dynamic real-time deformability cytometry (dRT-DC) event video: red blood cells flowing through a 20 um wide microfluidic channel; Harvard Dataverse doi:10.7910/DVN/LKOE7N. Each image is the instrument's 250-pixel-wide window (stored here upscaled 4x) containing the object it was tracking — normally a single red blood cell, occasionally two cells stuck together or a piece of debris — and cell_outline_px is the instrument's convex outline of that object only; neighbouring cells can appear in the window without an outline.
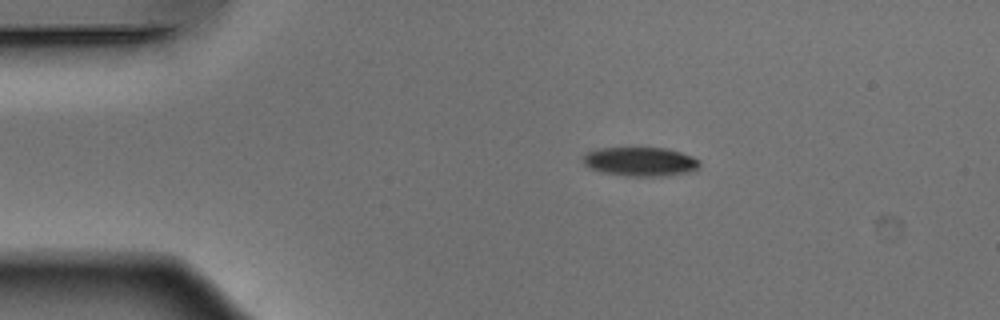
{"species": "Egyptian fruit bat (a non-hibernating species)", "species_latin": "Rousettus aegyptiacus", "temperature_condition": "warm", "stored_images_in_passage": 43, "camera_frame_rate_fps": 3000, "um_per_image_px": 0.085, "animal": {"sex": "male"}, "frame": {"image": 1, "passage_image": 1, "time_ms": 0.0, "image_size_px": [1000, 320], "cell_outline_px": [[700, 164], [696, 168], [688, 172], [664, 176], [628, 176], [600, 172], [588, 168], [584, 164], [584, 156], [588, 152], [596, 148], [668, 148], [692, 156], [700, 160]], "centroid_in_image_um": [54.41, 13.74], "position_along_channel_um": 30.6, "area_um2": 19.71}}
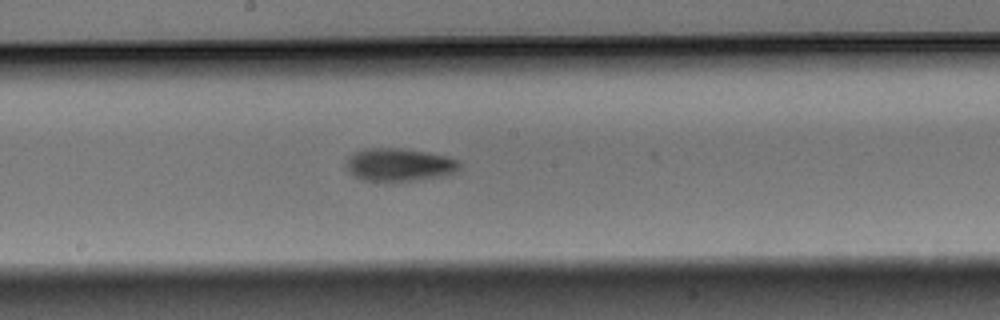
{"frame": {"image": 2, "passage_image": 19, "time_ms": 6.0, "image_size_px": [1000, 320], "cell_outline_px": [[464, 168], [448, 176], [420, 180], [376, 184], [352, 176], [344, 164], [352, 152], [364, 148], [400, 148], [448, 156], [460, 160]], "centroid_in_image_um": [33.95, 14.05], "position_along_channel_um": 214.2, "area_um2": 23.0}}
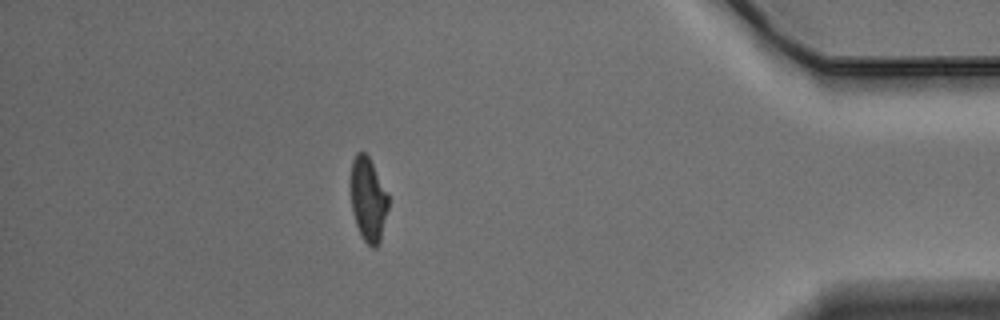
{"frame": {"image": 3, "passage_image": 37, "time_ms": 12.0, "image_size_px": [1000, 320], "cell_outline_px": [[388, 208], [380, 240], [376, 248], [372, 248], [364, 240], [356, 224], [352, 212], [348, 184], [352, 160], [356, 152], [364, 152], [368, 156], [388, 192]], "centroid_in_image_um": [31.25, 16.9], "position_along_channel_um": 403.9, "area_um2": 18.84}, "authors_computed_cell_mechanics": {"area_um2": 20.4612, "velocity_mm_per_s": 3.894, "shape_relaxation_time_tau1_ms": 2.8175, "shape_relaxation_time_tau2_ms": 7.386, "deformation_change_tau1": 0.1545, "deformation_change_tau2": 0.137}}